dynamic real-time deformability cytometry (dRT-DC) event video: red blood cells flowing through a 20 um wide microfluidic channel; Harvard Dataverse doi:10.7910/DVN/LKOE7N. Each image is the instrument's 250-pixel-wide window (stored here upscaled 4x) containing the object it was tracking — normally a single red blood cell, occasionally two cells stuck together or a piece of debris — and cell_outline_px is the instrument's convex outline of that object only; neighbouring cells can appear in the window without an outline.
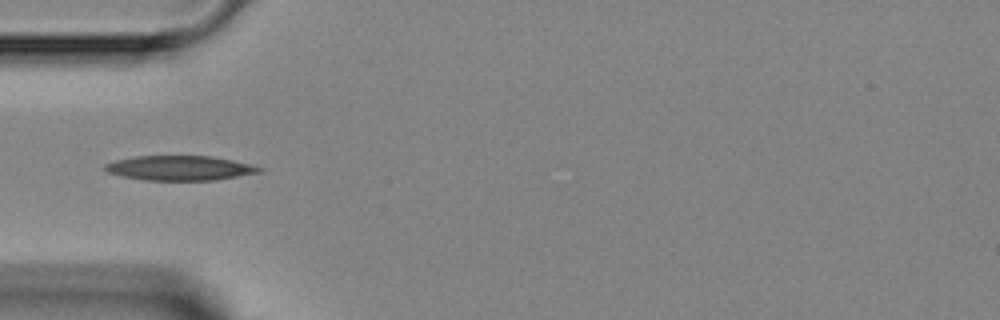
{"species": "Egyptian fruit bat (a non-hibernating species)", "species_latin": "Rousettus aegyptiacus", "temperature_condition": "room temperature", "stored_images_in_passage": 1, "camera_frame_rate_fps": 3000, "um_per_image_px": 0.085, "animal": {"sex": "female"}, "frame": {"image": 1, "passage_image": 1, "time_ms": 0.0, "image_size_px": [1000, 320], "cell_outline_px": [[264, 168], [260, 172], [216, 180], [144, 180], [120, 176], [108, 172], [104, 168], [104, 164], [116, 160], [132, 156], [208, 156], [232, 160]], "centroid_in_image_um": [15.23, 14.28], "position_along_channel_um": 69.8, "area_um2": 22.08}}